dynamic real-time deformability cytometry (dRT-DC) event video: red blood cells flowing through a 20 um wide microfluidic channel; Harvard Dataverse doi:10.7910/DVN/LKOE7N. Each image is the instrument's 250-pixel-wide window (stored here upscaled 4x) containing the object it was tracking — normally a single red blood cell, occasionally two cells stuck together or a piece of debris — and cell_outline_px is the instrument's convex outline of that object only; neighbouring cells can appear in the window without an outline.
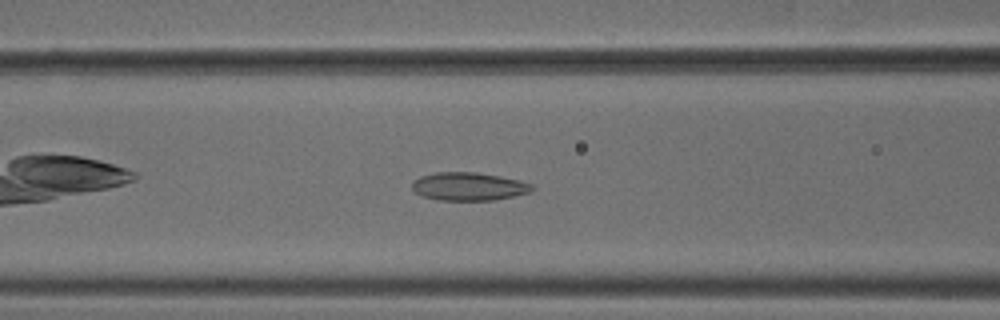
{"species": "common noctule bat (a hibernating species)", "species_latin": "Nyctalus noctula", "temperature_condition": "cold", "stored_images_in_passage": 42, "camera_frame_rate_fps": 3000, "um_per_image_px": 0.085, "animal": {"sex": "male", "body_mass_g": 18.8}, "frame": {"image": 1, "passage_image": 11, "time_ms": 3.333, "image_size_px": [1000, 320], "cell_outline_px": [[536, 188], [528, 192], [496, 200], [436, 200], [420, 196], [412, 188], [412, 184], [420, 176], [436, 172], [476, 172], [500, 176], [520, 180], [532, 184]], "centroid_in_image_um": [39.84, 15.85], "position_along_channel_um": 126.8, "area_um2": 19.71}}
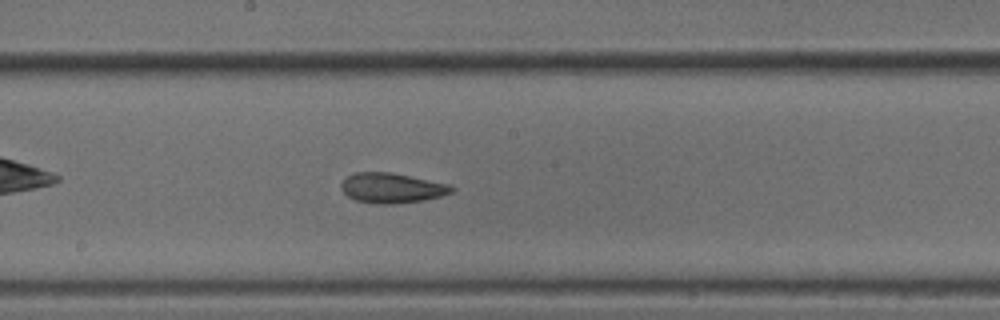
{"frame": {"image": 2, "passage_image": 18, "time_ms": 5.667, "image_size_px": [1000, 320], "cell_outline_px": [[456, 188], [452, 192], [440, 196], [424, 200], [392, 204], [376, 204], [356, 200], [348, 196], [340, 188], [340, 184], [352, 172], [392, 172], [448, 184]], "centroid_in_image_um": [33.29, 15.97], "position_along_channel_um": 214.9, "area_um2": 19.31}}
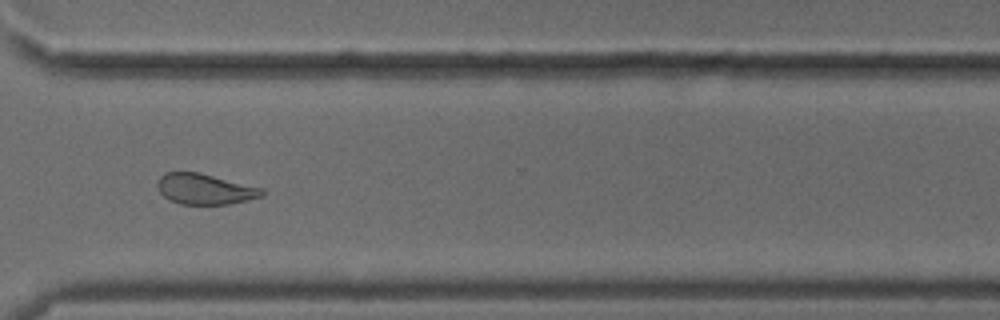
{"frame": {"image": 3, "passage_image": 29, "time_ms": 9.333, "image_size_px": [1000, 320], "cell_outline_px": [[268, 192], [264, 196], [248, 200], [228, 204], [180, 204], [168, 200], [160, 192], [156, 184], [160, 176], [164, 172], [200, 172], [264, 188]], "centroid_in_image_um": [17.45, 16.06], "position_along_channel_um": 353.1, "area_um2": 19.02}, "authors_computed_cell_mechanics": {"area_um2": 19.7965, "velocity_mm_per_s": 3.7703, "shape_relaxation_time_tau1_ms": null, "shape_relaxation_time_tau2_ms": 2.8338, "deformation_change_tau1": null, "deformation_change_tau2": 0.1019}}